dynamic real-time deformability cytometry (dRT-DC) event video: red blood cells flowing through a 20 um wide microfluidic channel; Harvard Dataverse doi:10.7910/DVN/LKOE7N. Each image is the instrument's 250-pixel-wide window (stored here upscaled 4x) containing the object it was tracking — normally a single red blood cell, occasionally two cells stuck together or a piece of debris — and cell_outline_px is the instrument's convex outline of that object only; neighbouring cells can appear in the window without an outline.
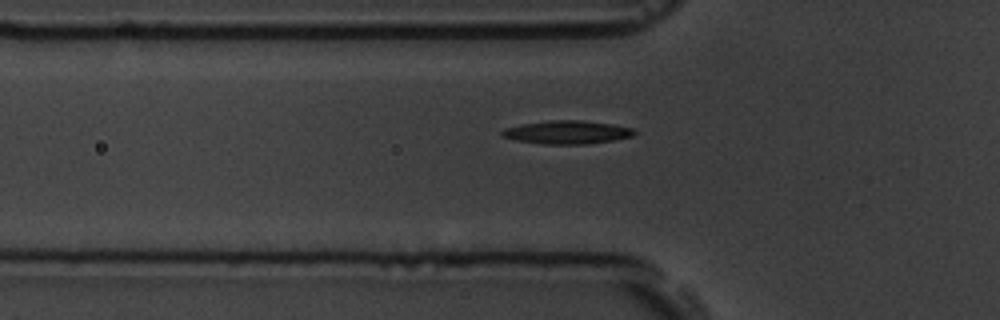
{"species": "common noctule bat (a hibernating species)", "species_latin": "Nyctalus noctula", "temperature_condition": "room temperature", "stored_images_in_passage": 6, "camera_frame_rate_fps": 3000, "um_per_image_px": 0.085, "animal": {"sex": "male", "body_mass_g": 19.5, "forearm_length_mm": 54.6}, "frame": {"image": 1, "passage_image": 6, "time_ms": 6.0, "image_size_px": [1000, 320], "cell_outline_px": [[636, 132], [632, 136], [612, 140], [584, 144], [544, 144], [516, 140], [500, 136], [500, 132], [504, 128], [520, 124], [548, 120], [580, 120], [612, 124], [632, 128]], "centroid_in_image_um": [48.14, 11.23], "position_along_channel_um": 77.7, "area_um2": 17.92}}